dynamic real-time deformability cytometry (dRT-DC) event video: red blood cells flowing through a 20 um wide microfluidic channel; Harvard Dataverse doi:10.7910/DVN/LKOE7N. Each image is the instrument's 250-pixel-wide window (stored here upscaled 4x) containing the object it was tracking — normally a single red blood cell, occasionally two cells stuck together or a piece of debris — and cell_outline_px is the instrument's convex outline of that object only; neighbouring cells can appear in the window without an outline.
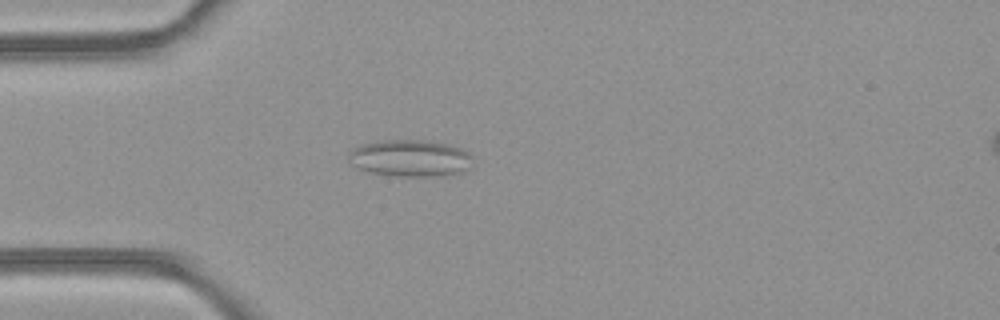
{"species": "common noctule bat (a hibernating species)", "species_latin": "Nyctalus noctula", "temperature_condition": "room temperature", "stored_images_in_passage": 47, "camera_frame_rate_fps": 3000, "um_per_image_px": 0.085, "animal": {"sex": "female", "body_mass_g": 21.9}, "frame": {"image": 1, "passage_image": 12, "time_ms": 3.667, "image_size_px": [1000, 320], "cell_outline_px": [[472, 156], [468, 168], [460, 172], [432, 176], [400, 176], [372, 172], [360, 168], [352, 164], [348, 160], [348, 152], [352, 148], [364, 144], [380, 140], [420, 140], [444, 144], [460, 148], [468, 152]], "centroid_in_image_um": [34.82, 13.43], "position_along_channel_um": 50.2, "area_um2": 26.13}}
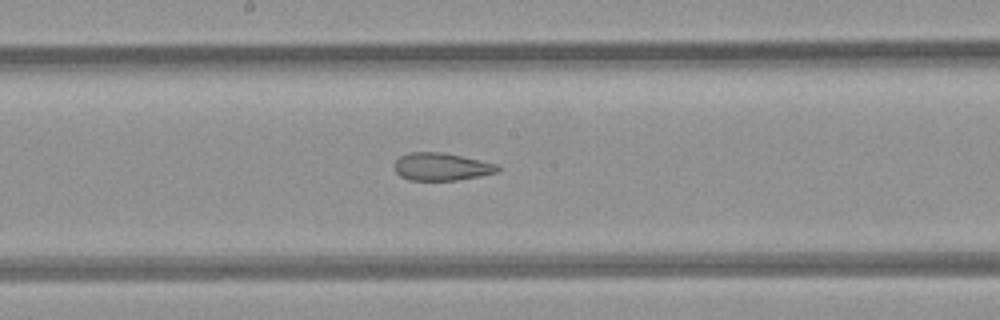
{"frame": {"image": 2, "passage_image": 24, "time_ms": 7.667, "image_size_px": [1000, 320], "cell_outline_px": [[500, 168], [496, 172], [480, 176], [456, 180], [408, 180], [400, 176], [392, 168], [396, 160], [400, 156], [412, 152], [444, 152], [496, 164]], "centroid_in_image_um": [37.47, 14.17], "position_along_channel_um": 210.7, "area_um2": 16.59}}
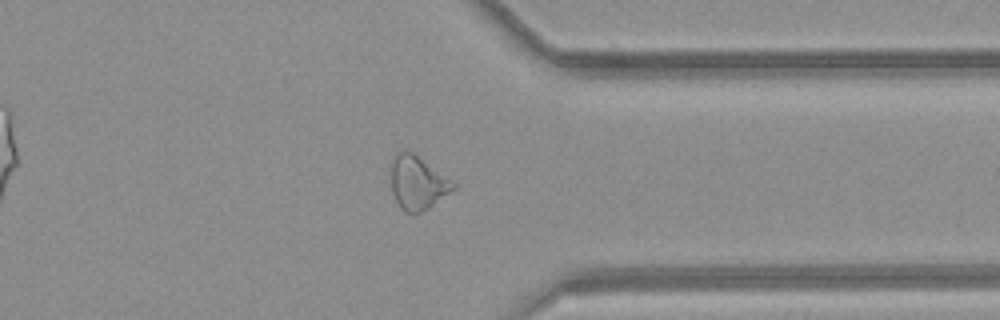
{"frame": {"image": 3, "passage_image": 36, "time_ms": 11.667, "image_size_px": [1000, 320], "cell_outline_px": [[456, 188], [428, 208], [420, 212], [404, 212], [400, 208], [392, 192], [392, 156], [396, 152], [404, 148], [412, 152], [456, 184]], "centroid_in_image_um": [35.46, 15.51], "position_along_channel_um": 375.9, "area_um2": 19.13}, "authors_computed_cell_mechanics": {"area_um2": 21.7906, "velocity_mm_per_s": 4.2645, "shape_relaxation_time_tau1_ms": null, "shape_relaxation_time_tau2_ms": 2.4679, "deformation_change_tau1": null, "deformation_change_tau2": 0.1003}}